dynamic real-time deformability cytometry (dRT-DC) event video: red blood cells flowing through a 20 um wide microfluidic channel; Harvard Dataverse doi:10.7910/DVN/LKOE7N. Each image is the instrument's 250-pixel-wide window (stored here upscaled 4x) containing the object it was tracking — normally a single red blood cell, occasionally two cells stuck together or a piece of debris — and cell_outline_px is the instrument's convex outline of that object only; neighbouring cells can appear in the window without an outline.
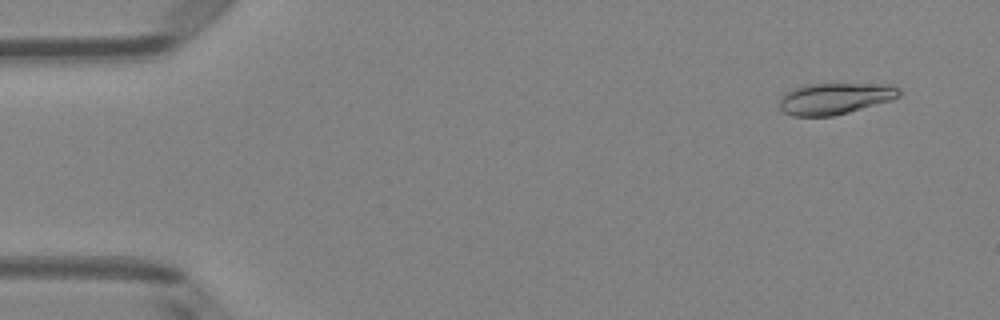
{"species": "Egyptian fruit bat (a non-hibernating species)", "species_latin": "Rousettus aegyptiacus", "temperature_condition": "room temperature", "stored_images_in_passage": 47, "camera_frame_rate_fps": 3000, "um_per_image_px": 0.085, "animal": {"sex": "female"}, "frame": {"image": 1, "passage_image": 1, "time_ms": 0.0, "image_size_px": [1000, 320], "cell_outline_px": [[900, 96], [892, 100], [848, 112], [832, 116], [792, 116], [784, 112], [780, 108], [780, 100], [792, 88], [808, 84], [892, 84], [900, 88]], "centroid_in_image_um": [71.01, 8.37], "position_along_channel_um": 14.0, "area_um2": 21.79}}
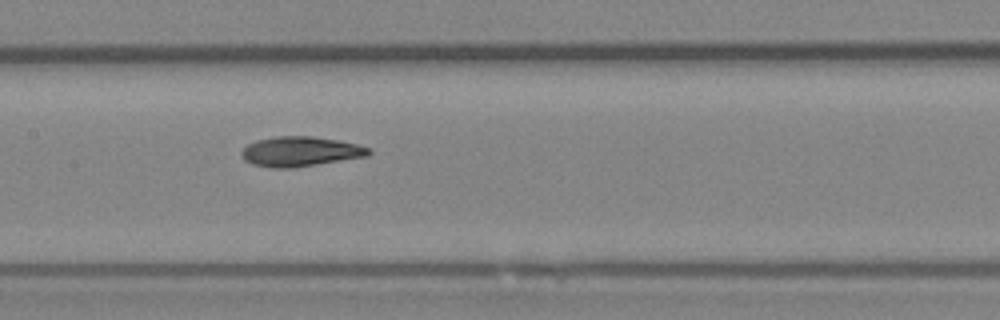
{"frame": {"image": 2, "passage_image": 22, "time_ms": 7.0, "image_size_px": [1000, 320], "cell_outline_px": [[372, 152], [368, 156], [292, 168], [272, 168], [252, 164], [244, 160], [240, 152], [248, 144], [256, 140], [276, 136], [312, 136], [340, 140], [356, 144], [368, 148]], "centroid_in_image_um": [25.51, 12.87], "position_along_channel_um": 181.9, "area_um2": 22.14}}
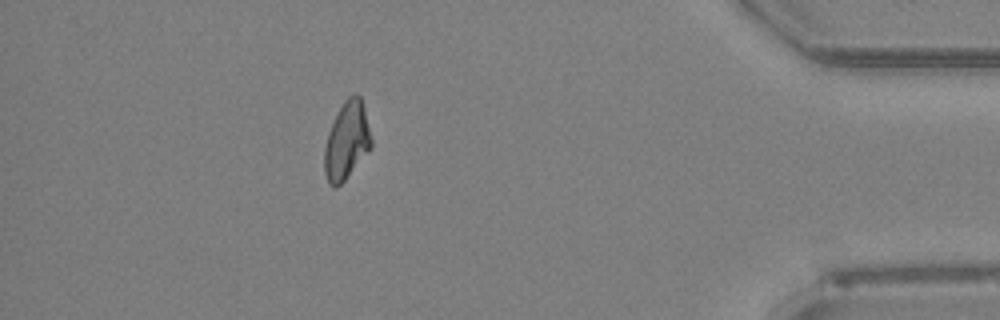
{"frame": {"image": 3, "passage_image": 42, "time_ms": 13.667, "image_size_px": [1000, 320], "cell_outline_px": [[372, 148], [344, 180], [336, 188], [332, 188], [328, 184], [324, 172], [324, 148], [328, 132], [344, 100], [348, 96], [356, 92], [360, 96], [364, 108], [372, 140]], "centroid_in_image_um": [29.47, 11.98], "position_along_channel_um": 405.7, "area_um2": 21.21}, "authors_computed_cell_mechanics": {"area_um2": 21.4438, "velocity_mm_per_s": 4.0625, "shape_relaxation_time_tau1_ms": 5.2577, "shape_relaxation_time_tau2_ms": 3.6676, "deformation_change_tau1": 0.1651, "deformation_change_tau2": 0.0946}}